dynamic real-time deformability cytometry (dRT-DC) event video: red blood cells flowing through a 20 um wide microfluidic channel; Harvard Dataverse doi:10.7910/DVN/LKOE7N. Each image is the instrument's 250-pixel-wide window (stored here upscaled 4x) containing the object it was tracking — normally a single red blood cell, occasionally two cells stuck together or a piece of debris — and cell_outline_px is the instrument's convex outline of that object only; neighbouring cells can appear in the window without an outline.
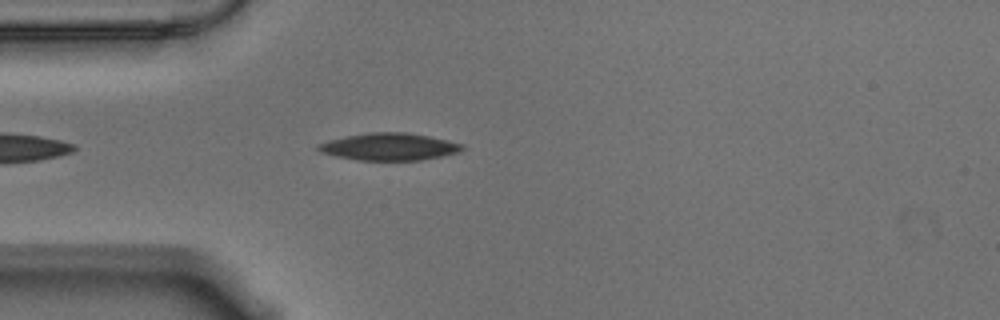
{"species": "Egyptian fruit bat (a non-hibernating species)", "species_latin": "Rousettus aegyptiacus", "temperature_condition": "warm", "stored_images_in_passage": 30, "camera_frame_rate_fps": 3000, "um_per_image_px": 0.085, "animal": {"sex": "male"}, "frame": {"image": 1, "passage_image": 5, "time_ms": 1.333, "image_size_px": [1000, 320], "cell_outline_px": [[464, 148], [460, 152], [420, 160], [356, 160], [336, 156], [320, 152], [316, 148], [316, 144], [328, 140], [368, 132], [404, 132], [428, 136], [448, 140], [464, 144]], "centroid_in_image_um": [33.07, 12.47], "position_along_channel_um": 51.9, "area_um2": 22.83}}
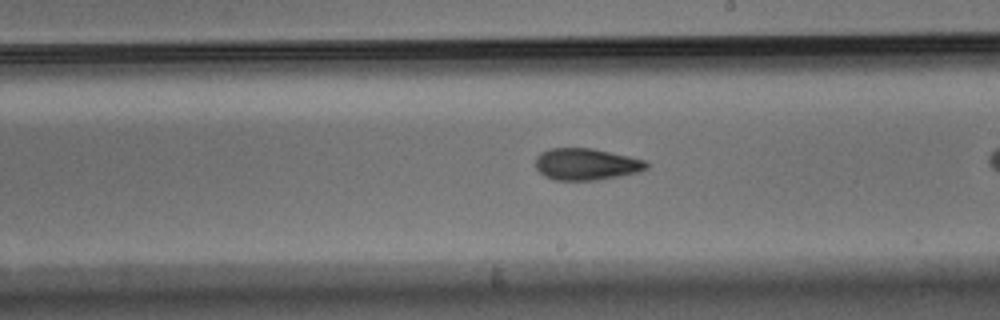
{"frame": {"image": 2, "passage_image": 18, "time_ms": 5.667, "image_size_px": [1000, 320], "cell_outline_px": [[648, 168], [636, 172], [620, 176], [596, 180], [556, 180], [544, 176], [536, 168], [536, 156], [540, 152], [552, 148], [592, 148], [628, 156], [644, 160], [648, 164]], "centroid_in_image_um": [49.8, 13.95], "position_along_channel_um": 239.2, "area_um2": 20.4}}
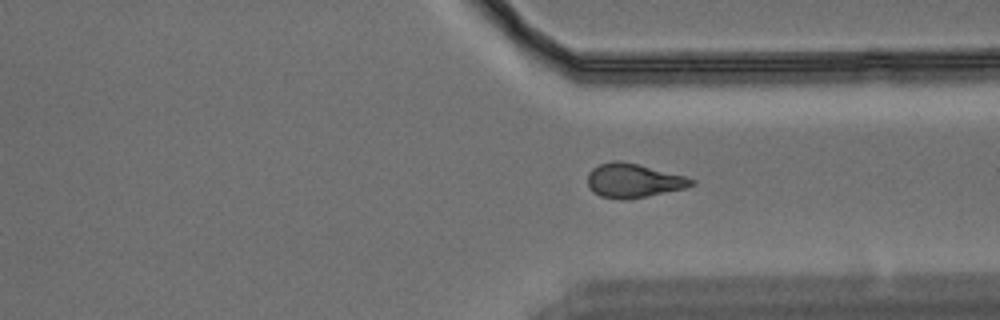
{"frame": {"image": 3, "passage_image": 28, "time_ms": 9.0, "image_size_px": [1000, 320], "cell_outline_px": [[696, 184], [684, 188], [648, 196], [624, 200], [620, 200], [600, 196], [592, 192], [588, 184], [588, 172], [592, 168], [600, 164], [612, 160], [620, 160], [684, 176], [696, 180]], "centroid_in_image_um": [53.81, 15.36], "position_along_channel_um": 357.6, "area_um2": 20.52}}